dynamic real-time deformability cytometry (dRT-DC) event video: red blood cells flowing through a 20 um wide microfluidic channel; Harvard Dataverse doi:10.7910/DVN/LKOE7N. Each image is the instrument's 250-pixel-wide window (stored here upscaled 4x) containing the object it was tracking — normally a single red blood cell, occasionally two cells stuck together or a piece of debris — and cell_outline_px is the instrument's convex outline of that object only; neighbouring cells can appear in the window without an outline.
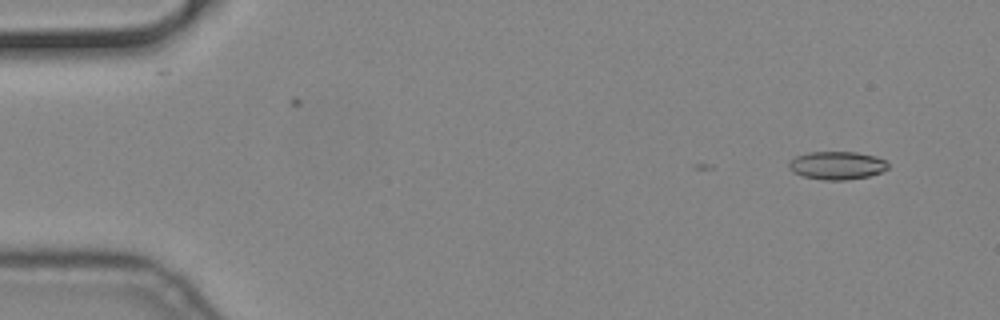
{"species": "common noctule bat (a hibernating species)", "species_latin": "Nyctalus noctula", "temperature_condition": "cold", "stored_images_in_passage": 5, "camera_frame_rate_fps": 3000, "um_per_image_px": 0.085, "animal": {"sex": "male", "body_mass_g": 19.2, "forearm_length_mm": 51.8}, "frame": {"image": 1, "passage_image": 1, "time_ms": 0.0, "image_size_px": [1000, 320], "cell_outline_px": [[888, 168], [880, 172], [868, 176], [844, 180], [824, 180], [804, 176], [792, 172], [788, 168], [788, 160], [796, 156], [808, 152], [856, 152], [876, 156], [884, 160], [888, 164]], "centroid_in_image_um": [71.1, 14.05], "position_along_channel_um": 13.9, "area_um2": 16.24}}